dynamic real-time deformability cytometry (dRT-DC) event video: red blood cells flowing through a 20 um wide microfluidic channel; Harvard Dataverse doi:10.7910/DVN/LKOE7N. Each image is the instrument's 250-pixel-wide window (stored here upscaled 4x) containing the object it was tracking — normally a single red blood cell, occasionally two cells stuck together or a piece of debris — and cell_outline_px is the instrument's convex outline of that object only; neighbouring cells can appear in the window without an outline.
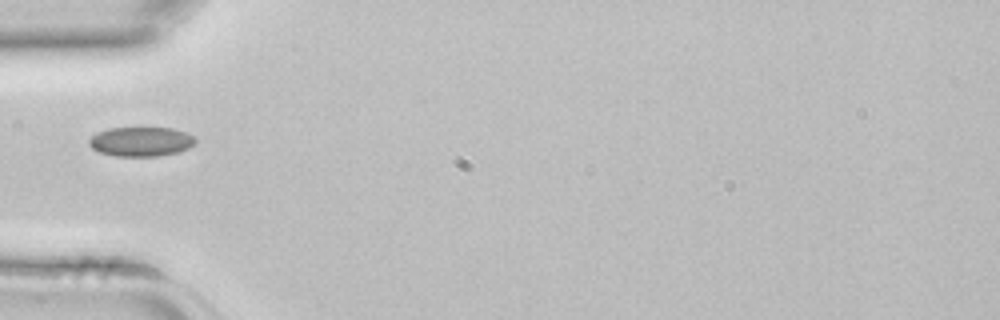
{"species": "common noctule bat (a hibernating species)", "species_latin": "Nyctalus noctula", "temperature_condition": "room temperature", "stored_images_in_passage": 3, "camera_frame_rate_fps": 3000, "um_per_image_px": 0.085, "animal": {"sex": "female", "body_mass_g": 22.7, "forearm_length_mm": 54.2}, "frame": {"image": 1, "passage_image": 3, "time_ms": 0.667, "image_size_px": [1000, 320], "cell_outline_px": [[196, 140], [188, 148], [176, 152], [156, 156], [116, 156], [100, 152], [92, 148], [88, 144], [88, 140], [92, 136], [108, 128], [172, 128], [188, 132]], "centroid_in_image_um": [11.97, 12.03], "position_along_channel_um": 73.0, "area_um2": 18.03}}